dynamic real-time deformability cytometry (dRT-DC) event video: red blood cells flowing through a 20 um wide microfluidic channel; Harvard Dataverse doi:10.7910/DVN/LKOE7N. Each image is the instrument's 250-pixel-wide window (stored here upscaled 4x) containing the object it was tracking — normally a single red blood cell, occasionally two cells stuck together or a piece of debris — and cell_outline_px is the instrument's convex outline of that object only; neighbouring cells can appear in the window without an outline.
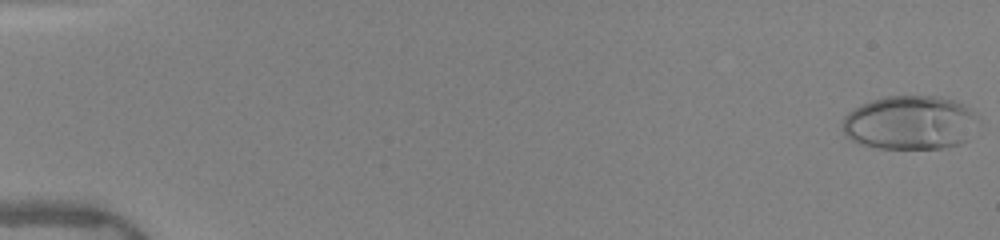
{"species": "human", "species_latin": "Homo sapiens", "temperature_condition": "warm", "stored_images_in_passage": 51, "camera_frame_rate_fps": 3000, "um_per_image_px": 0.085, "donor": {"sex": "female"}, "frame": {"image": 1, "passage_image": 1, "time_ms": 0.0, "image_size_px": [1000, 240], "cell_outline_px": [[980, 120], [968, 140], [960, 144], [944, 148], [876, 148], [860, 144], [844, 136], [844, 116], [848, 112], [872, 100], [888, 96], [940, 96], [956, 100], [972, 108]], "centroid_in_image_um": [77.43, 10.43], "position_along_channel_um": 7.6, "area_um2": 43.12}}
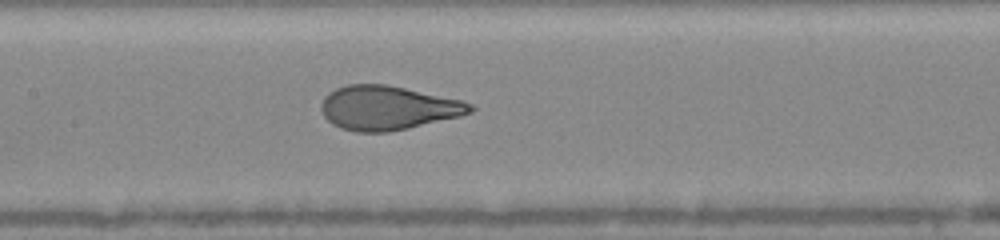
{"frame": {"image": 2, "passage_image": 26, "time_ms": 8.333, "image_size_px": [1000, 240], "cell_outline_px": [[476, 108], [472, 112], [460, 116], [408, 128], [388, 132], [356, 132], [340, 128], [332, 124], [324, 116], [320, 108], [320, 104], [324, 96], [328, 92], [336, 88], [348, 84], [384, 84], [464, 100], [472, 104]], "centroid_in_image_um": [32.95, 9.17], "position_along_channel_um": 174.4, "area_um2": 38.44}}
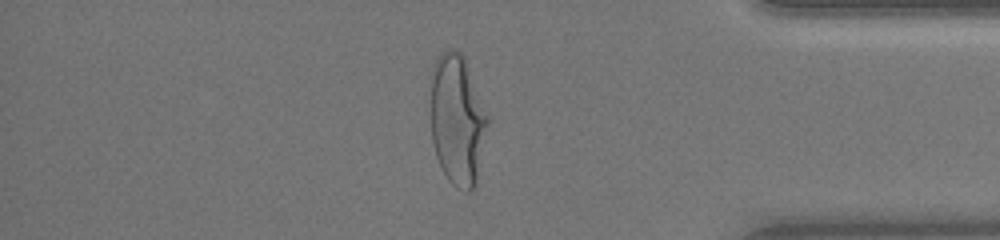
{"frame": {"image": 3, "passage_image": 44, "time_ms": 14.333, "image_size_px": [1000, 240], "cell_outline_px": [[488, 124], [476, 184], [472, 192], [464, 192], [456, 188], [448, 180], [436, 156], [432, 140], [432, 68], [436, 56], [448, 48], [460, 52], [464, 56], [488, 116]], "centroid_in_image_um": [38.88, 10.2], "position_along_channel_um": 396.3, "area_um2": 43.23}, "authors_computed_cell_mechanics": {"area_um2": 39.0728, "velocity_mm_per_s": 4.0376, "shape_relaxation_time_tau1_ms": 3.9534, "shape_relaxation_time_tau2_ms": null, "deformation_change_tau1": 0.2242, "deformation_change_tau2": null}}